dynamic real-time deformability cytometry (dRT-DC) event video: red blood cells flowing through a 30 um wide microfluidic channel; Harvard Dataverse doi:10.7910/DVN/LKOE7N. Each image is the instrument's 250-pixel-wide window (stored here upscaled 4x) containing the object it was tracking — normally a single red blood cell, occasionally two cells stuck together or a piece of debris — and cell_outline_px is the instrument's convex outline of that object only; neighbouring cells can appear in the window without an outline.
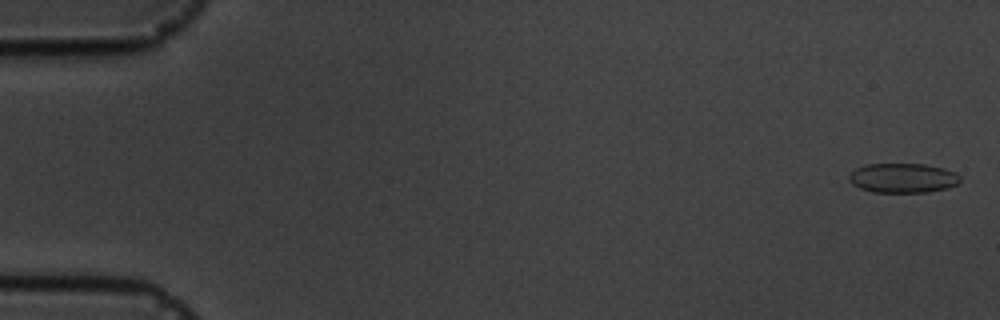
{"species": "common noctule bat (a hibernating species)", "species_latin": "Nyctalus noctula", "temperature_condition": "cold", "stored_images_in_passage": 16, "camera_frame_rate_fps": 3000, "um_per_image_px": 0.085, "animal": {"sex": "male", "body_mass_g": 19.5, "forearm_length_mm": 54.6}, "frame": {"image": 1, "passage_image": 1, "time_ms": 0.0, "image_size_px": [1000, 320], "cell_outline_px": [[960, 180], [956, 184], [948, 188], [928, 192], [872, 192], [860, 188], [852, 184], [848, 180], [848, 176], [856, 168], [868, 164], [924, 164], [944, 168], [956, 172], [960, 176]], "centroid_in_image_um": [76.75, 15.13], "position_along_channel_um": 8.3, "area_um2": 19.19}}
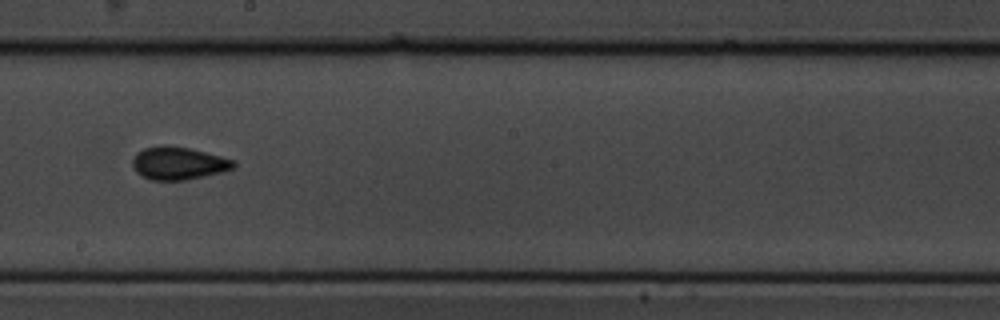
{"frame": {"image": 2, "passage_image": 9, "time_ms": 10.0, "image_size_px": [1000, 320], "cell_outline_px": [[236, 164], [232, 168], [224, 172], [184, 180], [152, 180], [140, 176], [136, 172], [132, 164], [132, 160], [136, 152], [144, 148], [164, 144], [188, 148], [236, 160]], "centroid_in_image_um": [15.14, 13.87], "position_along_channel_um": 233.1, "area_um2": 19.42}}
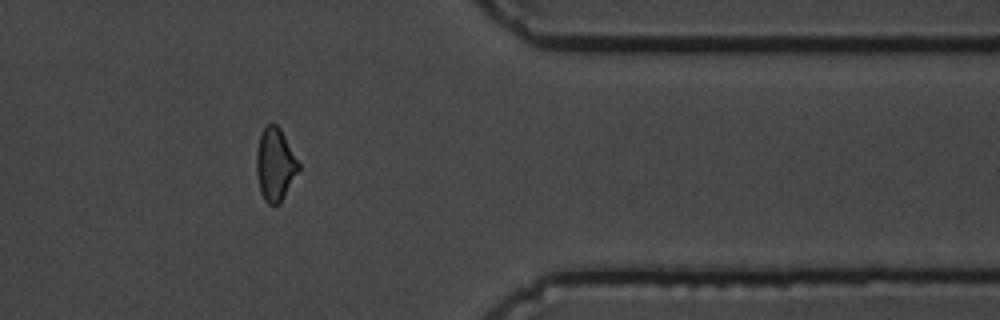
{"frame": {"image": 3, "passage_image": 13, "time_ms": 14.667, "image_size_px": [1000, 320], "cell_outline_px": [[300, 168], [280, 204], [268, 204], [264, 200], [260, 192], [256, 172], [256, 152], [260, 136], [264, 128], [268, 124], [276, 124], [280, 128], [300, 164]], "centroid_in_image_um": [23.38, 14.0], "position_along_channel_um": 388.0, "area_um2": 17.8}, "authors_computed_cell_mechanics": {"area_um2": 18.4382, "velocity_mm_per_s": 3.658, "shape_relaxation_time_tau1_ms": 2.1806, "shape_relaxation_time_tau2_ms": null, "deformation_change_tau1": 0.0793, "deformation_change_tau2": null}}